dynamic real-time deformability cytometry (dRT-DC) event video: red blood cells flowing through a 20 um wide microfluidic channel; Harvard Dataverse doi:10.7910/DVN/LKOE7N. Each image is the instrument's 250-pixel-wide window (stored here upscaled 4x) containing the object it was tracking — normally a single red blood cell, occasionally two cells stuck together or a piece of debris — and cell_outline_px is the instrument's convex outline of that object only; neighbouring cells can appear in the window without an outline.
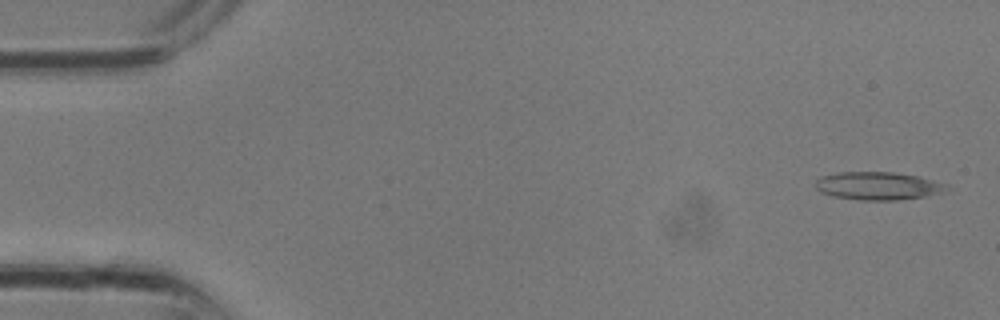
{"species": "common noctule bat (a hibernating species)", "species_latin": "Nyctalus noctula", "temperature_condition": "room temperature", "stored_images_in_passage": 22, "camera_frame_rate_fps": 3000, "um_per_image_px": 0.085, "animal": {"sex": "male", "body_mass_g": 13.3}, "frame": {"image": 1, "passage_image": 1, "time_ms": 0.0, "image_size_px": [1000, 320], "cell_outline_px": [[952, 188], [928, 196], [896, 200], [860, 200], [832, 196], [820, 192], [816, 188], [816, 180], [820, 176], [836, 172], [892, 172], [916, 176], [948, 184]], "centroid_in_image_um": [74.61, 15.8], "position_along_channel_um": 10.4, "area_um2": 21.44}}
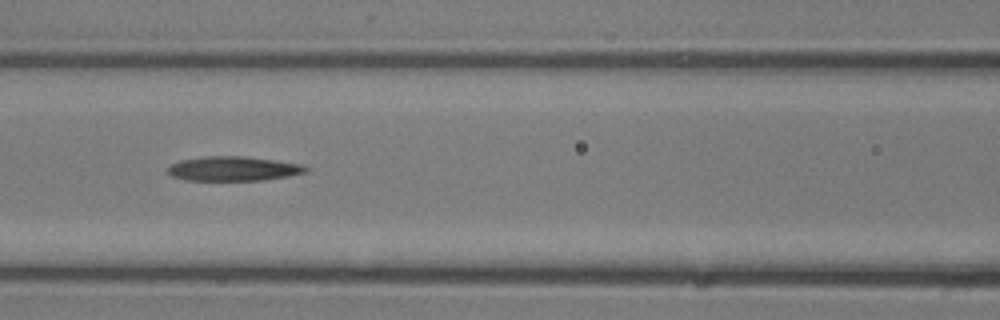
{"frame": {"image": 2, "passage_image": 13, "time_ms": 4.0, "image_size_px": [1000, 320], "cell_outline_px": [[308, 172], [288, 176], [264, 180], [184, 180], [172, 176], [168, 172], [168, 168], [172, 164], [180, 160], [204, 156], [244, 156], [300, 164], [308, 168]], "centroid_in_image_um": [19.82, 14.34], "position_along_channel_um": 146.8, "area_um2": 19.54}}
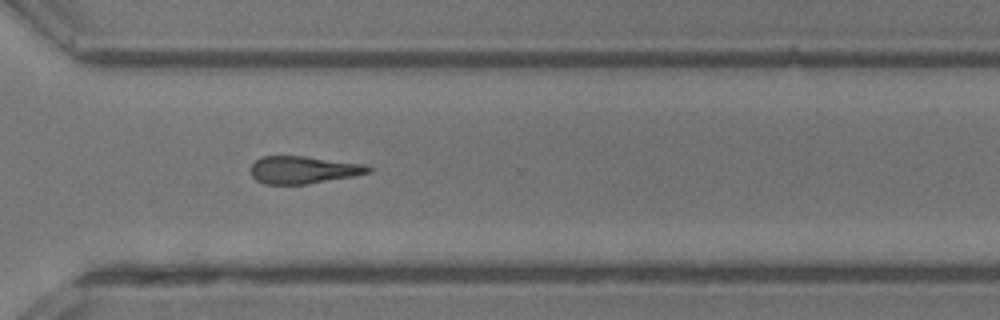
{"frame": {"image": 3, "passage_image": 22, "time_ms": 7.0, "image_size_px": [1000, 320], "cell_outline_px": [[376, 168], [372, 172], [356, 176], [308, 184], [264, 184], [256, 180], [252, 176], [248, 168], [260, 156], [304, 156], [368, 164]], "centroid_in_image_um": [25.84, 14.43], "position_along_channel_um": 344.8, "area_um2": 19.36}}